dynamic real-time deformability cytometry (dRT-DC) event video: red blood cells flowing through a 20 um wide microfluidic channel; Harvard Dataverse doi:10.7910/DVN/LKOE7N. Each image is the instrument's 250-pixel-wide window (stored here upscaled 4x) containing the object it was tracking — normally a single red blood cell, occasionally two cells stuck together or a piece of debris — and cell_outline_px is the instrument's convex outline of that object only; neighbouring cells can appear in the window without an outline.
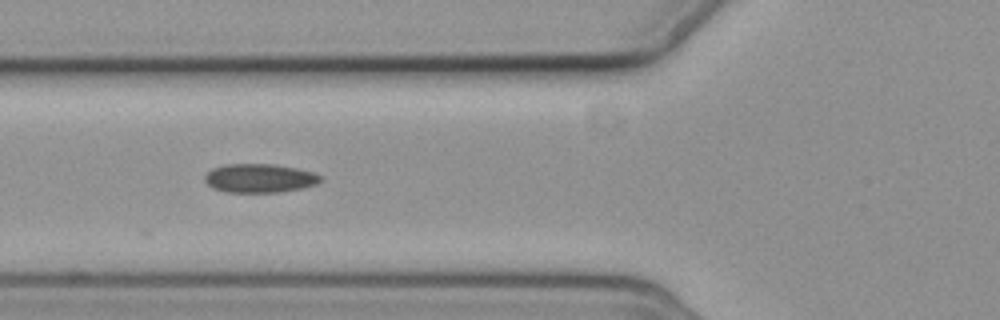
{"species": "common noctule bat (a hibernating species)", "species_latin": "Nyctalus noctula", "temperature_condition": "cold", "stored_images_in_passage": 8, "camera_frame_rate_fps": 3000, "um_per_image_px": 0.085, "animal": {"sex": "female", "body_mass_g": 19.3, "forearm_length_mm": 54.1}, "frame": {"image": 1, "passage_image": 7, "time_ms": 7.0, "image_size_px": [1000, 320], "cell_outline_px": [[320, 180], [316, 184], [304, 188], [280, 192], [224, 192], [212, 188], [204, 180], [204, 176], [212, 168], [224, 164], [276, 164], [296, 168], [312, 172], [320, 176]], "centroid_in_image_um": [22.03, 15.15], "position_along_channel_um": 103.8, "area_um2": 19.48}}
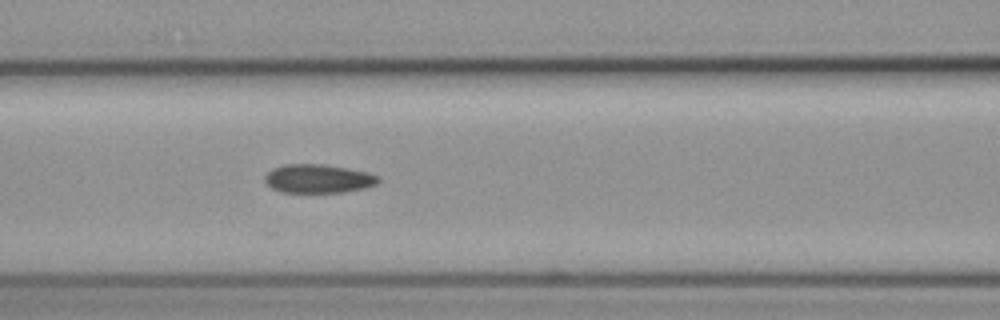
{"frame": {"image": 2, "passage_image": 8, "time_ms": 8.0, "image_size_px": [1000, 320], "cell_outline_px": [[380, 180], [376, 184], [368, 188], [344, 192], [280, 192], [272, 188], [264, 180], [264, 176], [272, 168], [284, 164], [320, 164], [348, 168], [368, 172], [380, 176]], "centroid_in_image_um": [27.07, 15.18], "position_along_channel_um": 139.5, "area_um2": 19.13}}